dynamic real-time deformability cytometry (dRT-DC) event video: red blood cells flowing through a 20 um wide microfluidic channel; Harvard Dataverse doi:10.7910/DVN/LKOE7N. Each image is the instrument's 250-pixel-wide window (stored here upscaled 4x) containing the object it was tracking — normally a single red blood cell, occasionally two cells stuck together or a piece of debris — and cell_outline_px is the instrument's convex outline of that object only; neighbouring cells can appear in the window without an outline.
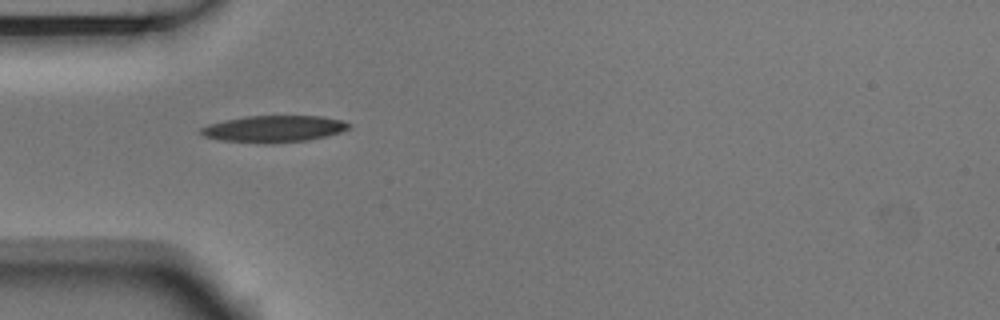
{"species": "Egyptian fruit bat (a non-hibernating species)", "species_latin": "Rousettus aegyptiacus", "temperature_condition": "room temperature", "stored_images_in_passage": 38, "camera_frame_rate_fps": 3000, "um_per_image_px": 0.085, "animal": {"sex": "male"}, "frame": {"image": 1, "passage_image": 1, "time_ms": 0.0, "image_size_px": [1000, 320], "cell_outline_px": [[352, 128], [328, 136], [308, 140], [272, 144], [264, 144], [220, 140], [204, 136], [200, 132], [200, 128], [208, 124], [244, 116], [320, 116], [340, 120], [352, 124]], "centroid_in_image_um": [23.3, 10.96], "position_along_channel_um": 61.7, "area_um2": 23.24}}
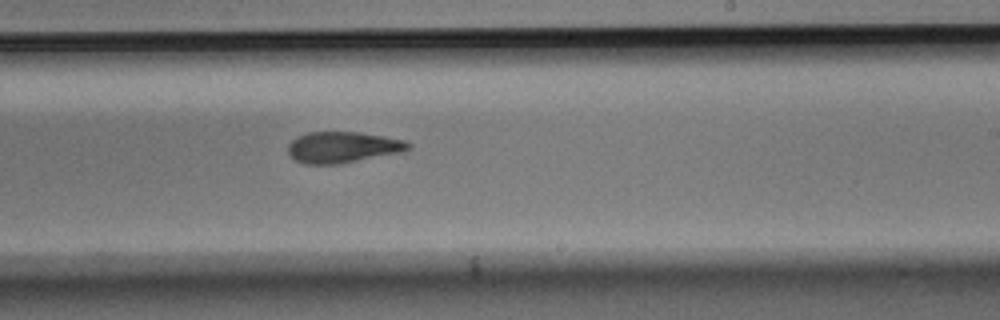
{"frame": {"image": 2, "passage_image": 17, "time_ms": 5.333, "image_size_px": [1000, 320], "cell_outline_px": [[412, 148], [404, 152], [336, 164], [304, 164], [296, 160], [288, 152], [288, 144], [296, 136], [308, 132], [360, 132], [384, 136], [404, 140], [412, 144]], "centroid_in_image_um": [29.16, 12.51], "position_along_channel_um": 259.8, "area_um2": 21.91}}
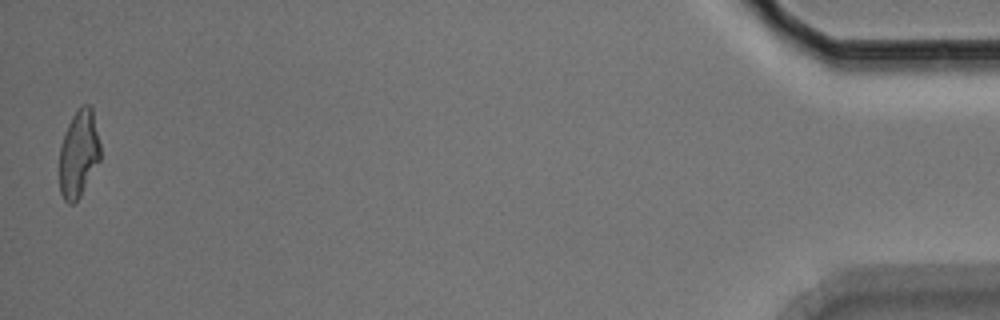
{"frame": {"image": 3, "passage_image": 38, "time_ms": 12.333, "image_size_px": [1000, 320], "cell_outline_px": [[100, 160], [80, 196], [72, 204], [68, 204], [64, 200], [60, 192], [60, 144], [64, 132], [72, 116], [84, 104], [88, 104], [92, 108], [100, 144]], "centroid_in_image_um": [6.68, 13.07], "position_along_channel_um": 428.5, "area_um2": 20.63}, "authors_computed_cell_mechanics": {"area_um2": 22.0218, "velocity_mm_per_s": 3.7334, "shape_relaxation_time_tau1_ms": 4.562, "shape_relaxation_time_tau2_ms": 4.3849, "deformation_change_tau1": 0.1861, "deformation_change_tau2": 0.1425}}